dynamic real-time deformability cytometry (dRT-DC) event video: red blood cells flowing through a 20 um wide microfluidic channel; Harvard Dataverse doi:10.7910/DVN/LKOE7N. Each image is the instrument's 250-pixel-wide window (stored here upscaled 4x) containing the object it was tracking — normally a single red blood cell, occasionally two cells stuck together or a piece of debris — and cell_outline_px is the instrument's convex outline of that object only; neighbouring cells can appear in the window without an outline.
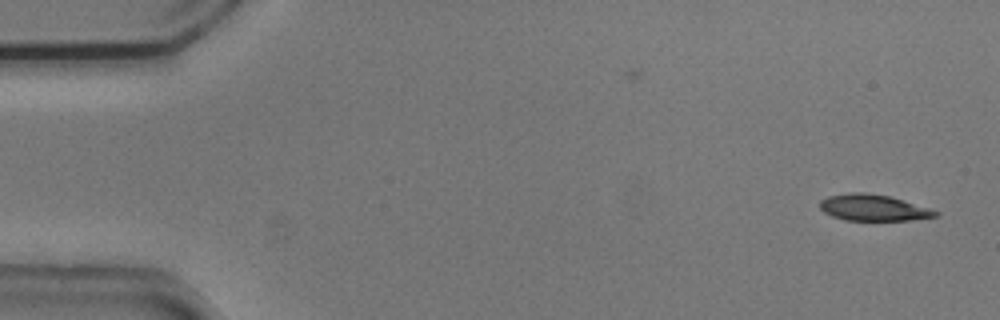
{"species": "common noctule bat (a hibernating species)", "species_latin": "Nyctalus noctula", "temperature_condition": "cold", "stored_images_in_passage": 53, "camera_frame_rate_fps": 3000, "um_per_image_px": 0.085, "animal": {"sex": "male", "body_mass_g": 20.5, "forearm_length_mm": 52.5}, "frame": {"image": 1, "passage_image": 1, "time_ms": 0.0, "image_size_px": [1000, 320], "cell_outline_px": [[940, 216], [912, 220], [844, 220], [832, 216], [824, 212], [820, 208], [820, 200], [828, 196], [852, 192], [864, 192], [888, 196], [928, 208], [940, 212]], "centroid_in_image_um": [74.22, 17.66], "position_along_channel_um": 10.8, "area_um2": 17.57}}
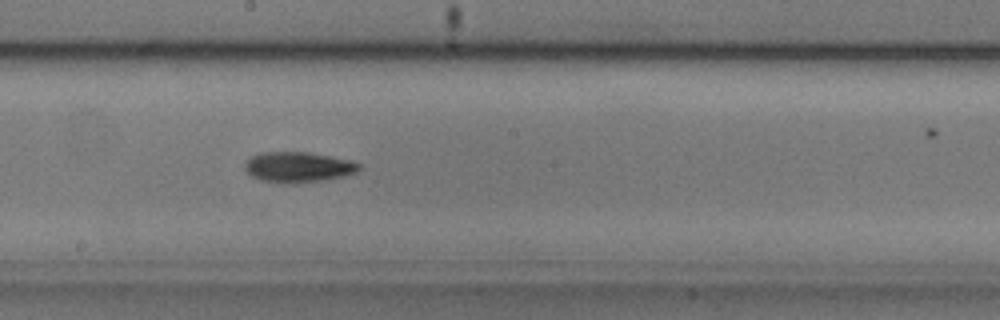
{"frame": {"image": 2, "passage_image": 28, "time_ms": 9.0, "image_size_px": [1000, 320], "cell_outline_px": [[360, 168], [356, 172], [344, 176], [296, 184], [284, 184], [260, 180], [252, 176], [244, 168], [244, 164], [252, 156], [260, 152], [308, 152], [348, 160], [360, 164]], "centroid_in_image_um": [25.3, 14.21], "position_along_channel_um": 222.9, "area_um2": 20.17}}
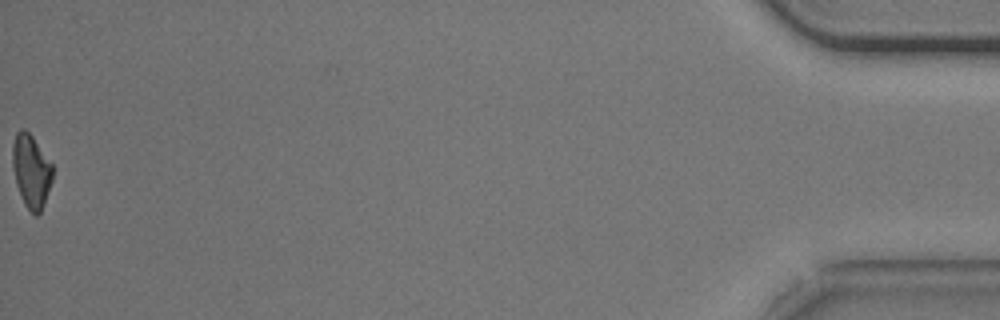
{"frame": {"image": 3, "passage_image": 53, "time_ms": 17.333, "image_size_px": [1000, 320], "cell_outline_px": [[52, 180], [40, 212], [36, 216], [24, 204], [16, 184], [12, 168], [12, 144], [16, 132], [20, 128], [24, 128], [32, 136], [52, 164]], "centroid_in_image_um": [2.62, 14.5], "position_along_channel_um": 432.6, "area_um2": 16.94}, "authors_computed_cell_mechanics": {"area_um2": 18.8428, "velocity_mm_per_s": 3.7374, "shape_relaxation_time_tau1_ms": 2.6282, "shape_relaxation_time_tau2_ms": null, "deformation_change_tau1": 0.1256, "deformation_change_tau2": null}}